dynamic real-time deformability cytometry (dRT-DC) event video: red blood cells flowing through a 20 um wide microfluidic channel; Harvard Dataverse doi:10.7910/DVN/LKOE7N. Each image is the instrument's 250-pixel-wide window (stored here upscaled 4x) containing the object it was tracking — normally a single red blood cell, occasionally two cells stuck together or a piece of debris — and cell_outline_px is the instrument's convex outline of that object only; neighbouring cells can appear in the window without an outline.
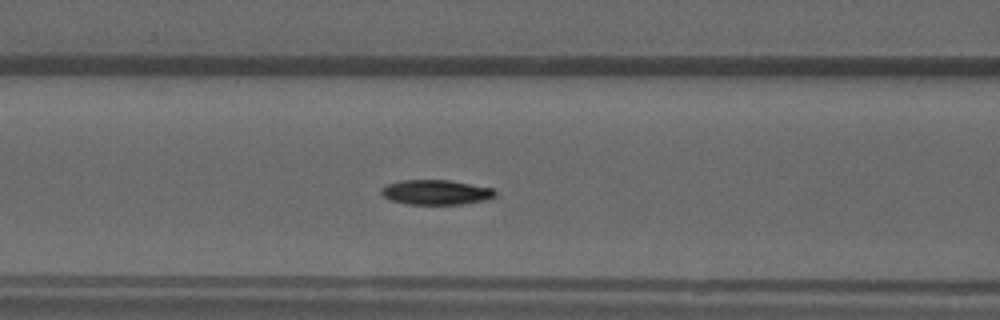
{"species": "common noctule bat (a hibernating species)", "species_latin": "Nyctalus noctula", "temperature_condition": "warm", "stored_images_in_passage": 52, "camera_frame_rate_fps": 3000, "um_per_image_px": 0.085, "animal": {"sex": "male", "forearm_length_mm": 52.5}, "frame": {"image": 1, "passage_image": 21, "time_ms": 6.667, "image_size_px": [1000, 320], "cell_outline_px": [[496, 196], [488, 200], [464, 204], [408, 204], [388, 200], [380, 192], [380, 188], [388, 184], [400, 180], [448, 180], [492, 188], [496, 192]], "centroid_in_image_um": [37.05, 16.35], "position_along_channel_um": 129.5, "area_um2": 16.59}}
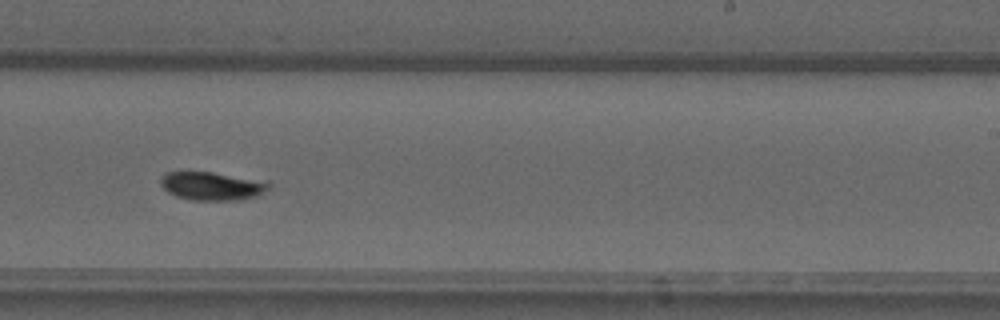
{"frame": {"image": 2, "passage_image": 32, "time_ms": 10.333, "image_size_px": [1000, 320], "cell_outline_px": [[272, 184], [268, 188], [256, 196], [236, 200], [192, 200], [176, 196], [168, 192], [160, 184], [160, 176], [168, 172], [212, 172], [268, 180]], "centroid_in_image_um": [18.04, 15.8], "position_along_channel_um": 271.0, "area_um2": 17.98}}
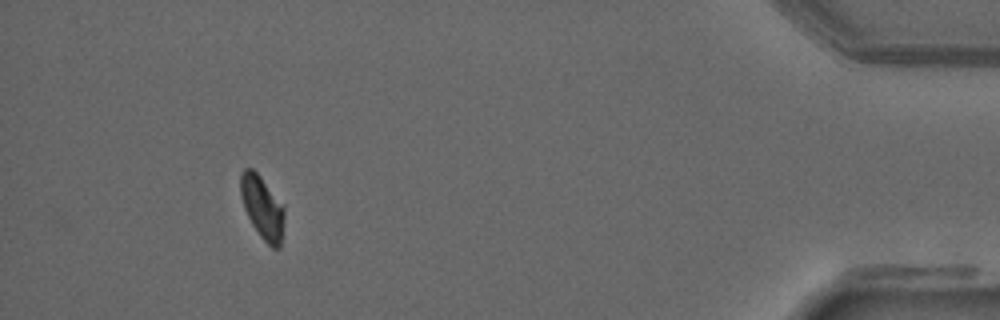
{"frame": {"image": 3, "passage_image": 48, "time_ms": 15.667, "image_size_px": [1000, 320], "cell_outline_px": [[284, 220], [280, 248], [272, 248], [260, 236], [252, 224], [244, 208], [240, 196], [240, 172], [244, 168], [252, 168], [260, 176], [284, 204]], "centroid_in_image_um": [22.3, 17.61], "position_along_channel_um": 412.9, "area_um2": 16.18}, "authors_computed_cell_mechanics": {"area_um2": 16.3863, "velocity_mm_per_s": 3.8642, "shape_relaxation_time_tau1_ms": 3.3911, "shape_relaxation_time_tau2_ms": null, "deformation_change_tau1": 0.1063, "deformation_change_tau2": null}}